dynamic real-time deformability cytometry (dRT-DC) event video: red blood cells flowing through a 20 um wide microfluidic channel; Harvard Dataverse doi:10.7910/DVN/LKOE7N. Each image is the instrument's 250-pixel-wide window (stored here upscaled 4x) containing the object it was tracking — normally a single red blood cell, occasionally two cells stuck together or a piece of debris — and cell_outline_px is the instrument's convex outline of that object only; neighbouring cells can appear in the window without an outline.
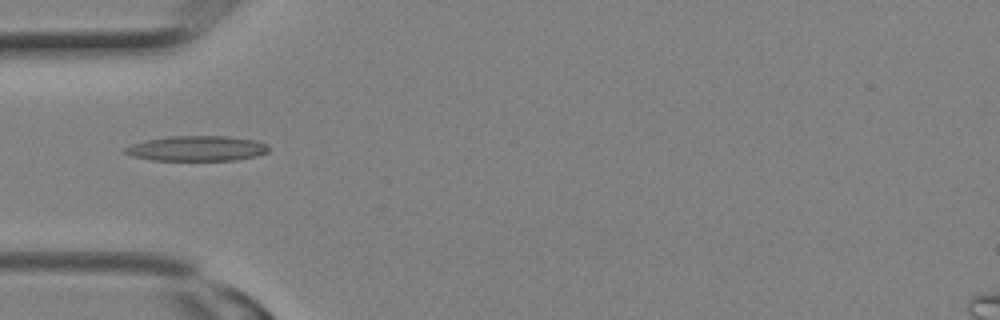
{"species": "Egyptian fruit bat (a non-hibernating species)", "species_latin": "Rousettus aegyptiacus", "temperature_condition": "room temperature", "stored_images_in_passage": 2, "camera_frame_rate_fps": 3000, "um_per_image_px": 0.085, "animal": {"sex": "female"}, "frame": {"image": 1, "passage_image": 1, "time_ms": 0.0, "image_size_px": [1000, 320], "cell_outline_px": [[268, 152], [256, 156], [236, 160], [152, 160], [132, 156], [124, 152], [120, 148], [128, 144], [144, 140], [168, 136], [228, 136], [256, 140], [268, 144]], "centroid_in_image_um": [16.68, 12.61], "position_along_channel_um": 68.3, "area_um2": 21.39}}